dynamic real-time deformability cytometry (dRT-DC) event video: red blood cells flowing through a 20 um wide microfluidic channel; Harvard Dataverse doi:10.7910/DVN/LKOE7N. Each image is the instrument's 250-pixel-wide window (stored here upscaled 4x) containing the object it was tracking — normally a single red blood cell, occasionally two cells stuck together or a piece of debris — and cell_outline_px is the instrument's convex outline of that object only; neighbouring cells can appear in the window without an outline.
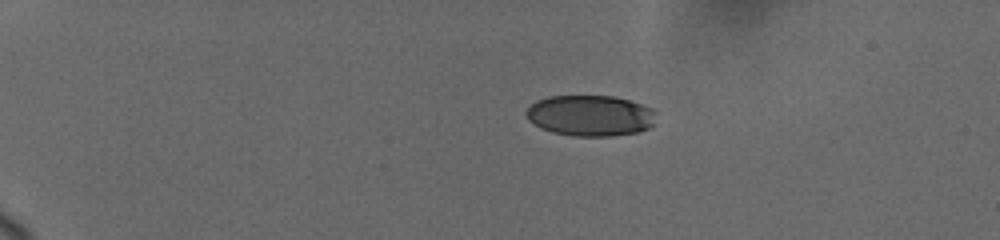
{"species": "human", "species_latin": "Homo sapiens", "temperature_condition": "cold", "stored_images_in_passage": 29, "camera_frame_rate_fps": 3000, "um_per_image_px": 0.085, "donor": {"sex": "female"}, "frame": {"image": 1, "passage_image": 1, "time_ms": 0.0, "image_size_px": [1000, 240], "cell_outline_px": [[656, 112], [652, 124], [648, 128], [636, 132], [612, 136], [572, 136], [552, 132], [540, 128], [528, 120], [524, 112], [536, 100], [548, 96], [612, 96], [628, 100], [652, 108]], "centroid_in_image_um": [50.13, 9.83], "position_along_channel_um": 34.9, "area_um2": 30.98}}
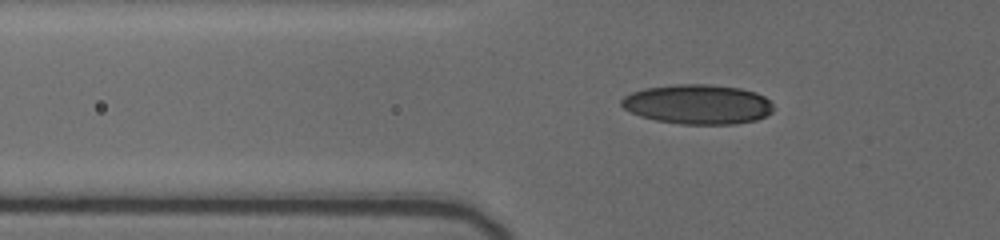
{"frame": {"image": 2, "passage_image": 19, "time_ms": 3.0, "image_size_px": [1000, 240], "cell_outline_px": [[772, 112], [756, 120], [736, 124], [680, 124], [656, 120], [640, 116], [628, 112], [620, 104], [620, 100], [624, 96], [632, 92], [644, 88], [676, 84], [708, 84], [740, 88], [756, 92], [764, 96], [772, 104]], "centroid_in_image_um": [59.28, 8.86], "position_along_channel_um": 66.5, "area_um2": 35.26}}
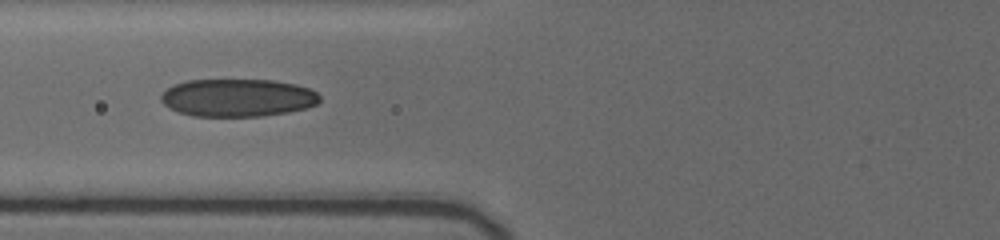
{"frame": {"image": 3, "passage_image": 28, "time_ms": 4.333, "image_size_px": [1000, 240], "cell_outline_px": [[320, 100], [316, 104], [308, 108], [288, 112], [264, 116], [192, 116], [176, 112], [168, 108], [160, 100], [160, 96], [168, 88], [176, 84], [188, 80], [272, 80], [296, 84], [308, 88], [316, 92], [320, 96]], "centroid_in_image_um": [20.2, 8.32], "position_along_channel_um": 105.6, "area_um2": 35.08}}